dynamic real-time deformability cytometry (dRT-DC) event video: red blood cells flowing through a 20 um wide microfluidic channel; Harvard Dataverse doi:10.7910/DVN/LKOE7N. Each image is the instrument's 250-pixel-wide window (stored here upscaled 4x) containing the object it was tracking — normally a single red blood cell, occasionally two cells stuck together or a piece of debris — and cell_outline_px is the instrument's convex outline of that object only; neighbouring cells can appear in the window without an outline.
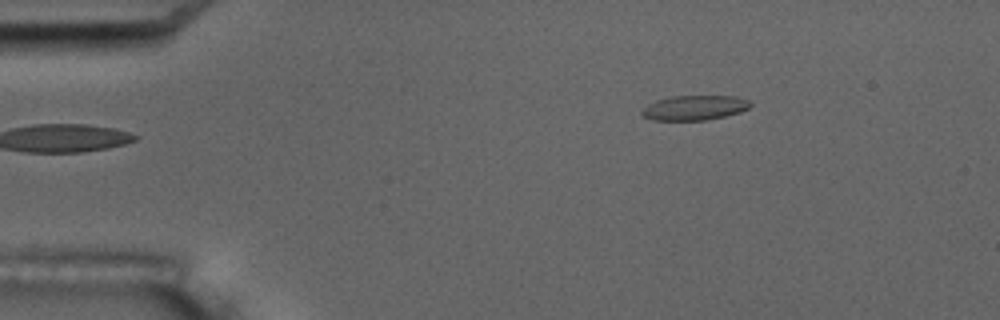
{"species": "common noctule bat (a hibernating species)", "species_latin": "Nyctalus noctula", "temperature_condition": "room temperature", "stored_images_in_passage": 5, "camera_frame_rate_fps": 3000, "um_per_image_px": 0.085, "animal": {"sex": "male", "body_mass_g": 17.5, "forearm_length_mm": 52.3}, "frame": {"image": 1, "passage_image": 5, "time_ms": 5.333, "image_size_px": [1000, 320], "cell_outline_px": [[752, 104], [748, 108], [740, 112], [708, 120], [652, 120], [644, 116], [640, 112], [648, 104], [656, 100], [672, 96], [736, 96], [748, 100]], "centroid_in_image_um": [59.03, 9.16], "position_along_channel_um": 26.0, "area_um2": 15.61}}